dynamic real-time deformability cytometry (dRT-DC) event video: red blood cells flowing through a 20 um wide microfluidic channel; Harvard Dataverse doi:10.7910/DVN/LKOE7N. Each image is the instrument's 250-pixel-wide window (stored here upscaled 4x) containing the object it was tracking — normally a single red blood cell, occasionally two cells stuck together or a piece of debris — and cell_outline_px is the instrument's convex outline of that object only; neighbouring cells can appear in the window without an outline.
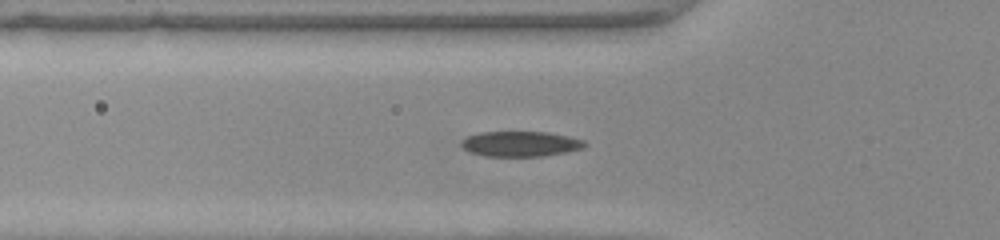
{"species": "common noctule bat (a hibernating species)", "species_latin": "Nyctalus noctula", "temperature_condition": "warm", "stored_images_in_passage": 42, "camera_frame_rate_fps": 3000, "um_per_image_px": 0.085, "animal": {"sex": "female", "body_mass_g": 22.0, "forearm_length_mm": 56.7}, "frame": {"image": 1, "passage_image": 9, "time_ms": 2.667, "image_size_px": [1000, 240], "cell_outline_px": [[588, 144], [584, 148], [568, 152], [540, 156], [484, 156], [472, 152], [464, 148], [460, 144], [468, 136], [480, 132], [548, 132], [568, 136], [584, 140]], "centroid_in_image_um": [44.3, 12.23], "position_along_channel_um": 81.5, "area_um2": 18.09}}
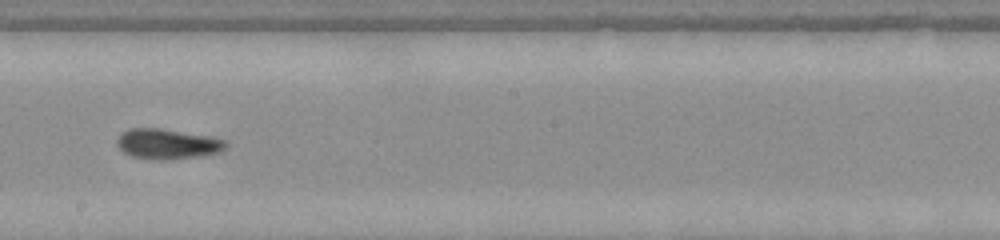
{"frame": {"image": 2, "passage_image": 20, "time_ms": 6.333, "image_size_px": [1000, 240], "cell_outline_px": [[228, 144], [220, 152], [204, 156], [168, 160], [152, 160], [128, 156], [116, 144], [116, 140], [128, 128], [160, 128], [212, 136], [224, 140]], "centroid_in_image_um": [14.24, 12.25], "position_along_channel_um": 234.0, "area_um2": 19.48}}
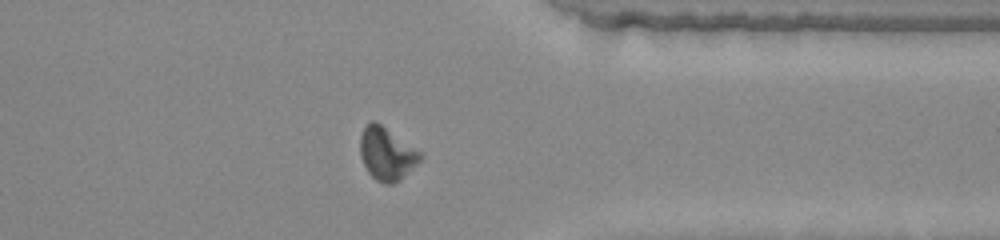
{"frame": {"image": 3, "passage_image": 31, "time_ms": 10.0, "image_size_px": [1000, 240], "cell_outline_px": [[424, 156], [400, 180], [392, 184], [384, 184], [376, 180], [368, 172], [360, 156], [360, 136], [364, 128], [372, 120], [376, 120], [420, 152]], "centroid_in_image_um": [32.85, 13.07], "position_along_channel_um": 378.6, "area_um2": 18.32}, "authors_computed_cell_mechanics": {"area_um2": 18.1492, "velocity_mm_per_s": 4.1455, "shape_relaxation_time_tau1_ms": 4.6172, "shape_relaxation_time_tau2_ms": 2.7806, "deformation_change_tau1": 0.1404, "deformation_change_tau2": 0.0924}}